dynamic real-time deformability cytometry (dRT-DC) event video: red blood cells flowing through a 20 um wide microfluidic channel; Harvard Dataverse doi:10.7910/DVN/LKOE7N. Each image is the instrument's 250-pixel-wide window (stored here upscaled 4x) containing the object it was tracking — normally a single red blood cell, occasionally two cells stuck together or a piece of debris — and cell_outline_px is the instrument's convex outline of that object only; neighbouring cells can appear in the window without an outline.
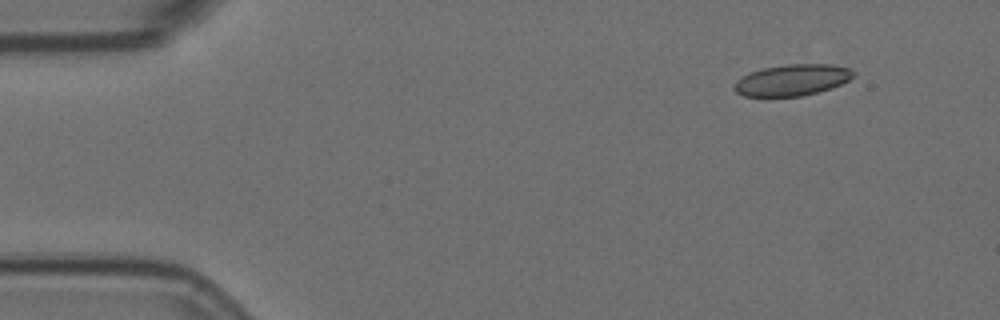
{"species": "Egyptian fruit bat (a non-hibernating species)", "species_latin": "Rousettus aegyptiacus", "temperature_condition": "room temperature", "stored_images_in_passage": 5, "camera_frame_rate_fps": 3000, "um_per_image_px": 0.085, "animal": {"sex": "female"}, "frame": {"image": 1, "passage_image": 1, "time_ms": 0.0, "image_size_px": [1000, 320], "cell_outline_px": [[852, 76], [848, 80], [832, 88], [800, 96], [744, 96], [736, 92], [732, 88], [736, 80], [748, 72], [760, 68], [788, 64], [832, 64], [848, 68], [852, 72]], "centroid_in_image_um": [67.26, 6.79], "position_along_channel_um": 17.7, "area_um2": 21.68}}
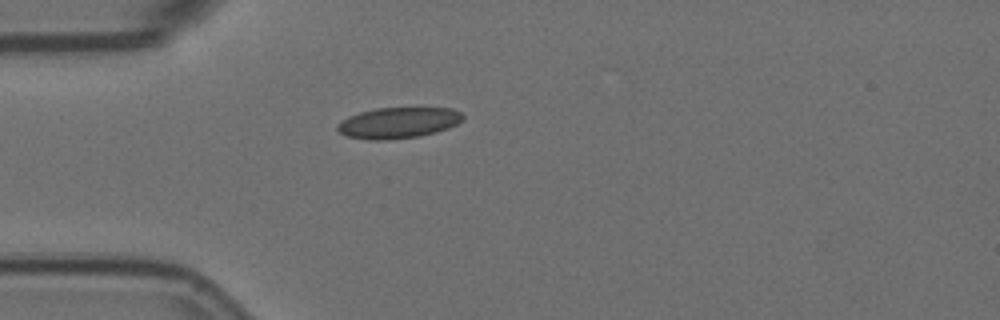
{"frame": {"image": 2, "passage_image": 4, "time_ms": 1.0, "image_size_px": [1000, 320], "cell_outline_px": [[464, 120], [448, 128], [436, 132], [420, 136], [388, 140], [368, 140], [348, 136], [340, 132], [336, 128], [336, 124], [348, 116], [360, 112], [376, 108], [452, 108], [460, 112], [464, 116]], "centroid_in_image_um": [33.85, 10.44], "position_along_channel_um": 51.1, "area_um2": 22.72}}